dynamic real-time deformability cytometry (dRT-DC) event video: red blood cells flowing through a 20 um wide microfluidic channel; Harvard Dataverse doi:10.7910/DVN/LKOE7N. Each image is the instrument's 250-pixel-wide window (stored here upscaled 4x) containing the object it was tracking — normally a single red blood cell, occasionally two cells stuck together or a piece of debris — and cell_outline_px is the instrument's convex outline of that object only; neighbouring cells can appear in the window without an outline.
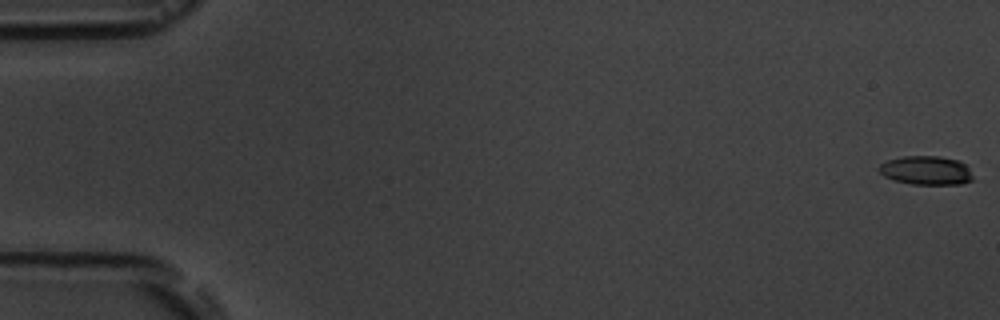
{"species": "common noctule bat (a hibernating species)", "species_latin": "Nyctalus noctula", "temperature_condition": "room temperature", "stored_images_in_passage": 6, "camera_frame_rate_fps": 3000, "um_per_image_px": 0.085, "animal": {"sex": "male", "body_mass_g": 19.5, "forearm_length_mm": 54.6}, "frame": {"image": 1, "passage_image": 1, "time_ms": 0.0, "image_size_px": [1000, 320], "cell_outline_px": [[972, 180], [960, 184], [912, 184], [892, 180], [884, 176], [876, 168], [880, 164], [888, 160], [904, 156], [940, 156], [960, 160], [964, 164], [972, 176]], "centroid_in_image_um": [78.68, 14.48], "position_along_channel_um": 6.3, "area_um2": 15.78}}
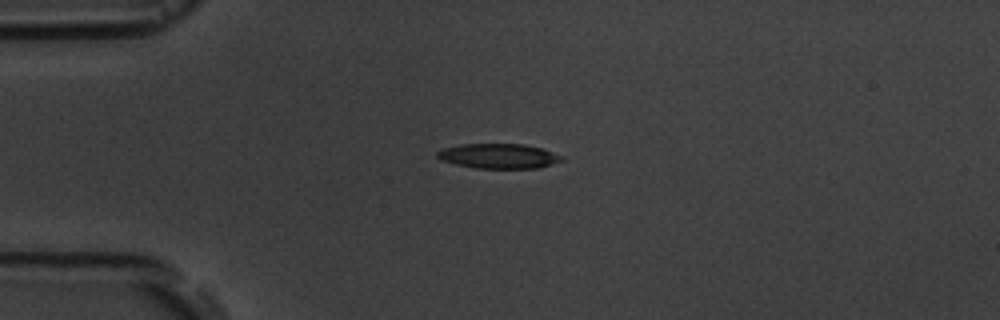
{"frame": {"image": 2, "passage_image": 5, "time_ms": 4.667, "image_size_px": [1000, 320], "cell_outline_px": [[564, 160], [536, 168], [476, 168], [456, 164], [440, 160], [436, 156], [436, 152], [440, 148], [460, 144], [524, 144], [540, 148], [564, 156]], "centroid_in_image_um": [42.33, 13.25], "position_along_channel_um": 42.7, "area_um2": 18.03}}